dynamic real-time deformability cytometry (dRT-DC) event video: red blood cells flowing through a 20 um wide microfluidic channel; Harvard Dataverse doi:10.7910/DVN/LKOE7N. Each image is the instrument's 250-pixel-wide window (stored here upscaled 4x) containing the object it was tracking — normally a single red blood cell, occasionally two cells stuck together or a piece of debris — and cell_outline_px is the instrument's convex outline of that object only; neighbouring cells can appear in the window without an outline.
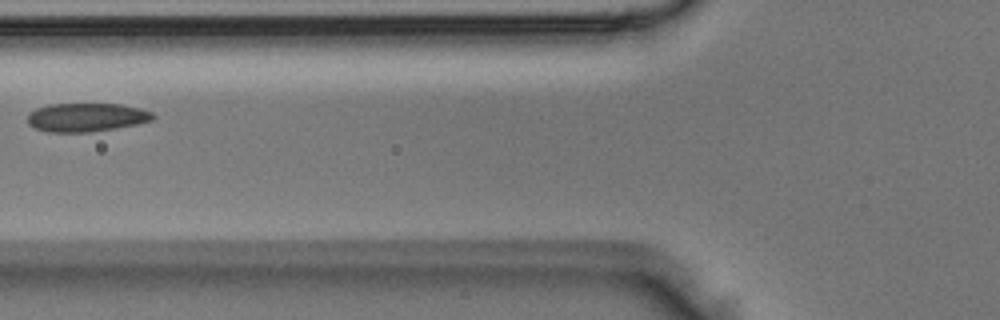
{"species": "Egyptian fruit bat (a non-hibernating species)", "species_latin": "Rousettus aegyptiacus", "temperature_condition": "room temperature", "stored_images_in_passage": 3, "camera_frame_rate_fps": 3000, "um_per_image_px": 0.085, "animal": {"sex": "male"}, "frame": {"image": 1, "passage_image": 3, "time_ms": 0.667, "image_size_px": [1000, 320], "cell_outline_px": [[156, 116], [152, 120], [136, 124], [116, 128], [92, 132], [48, 132], [36, 128], [28, 124], [28, 112], [36, 108], [48, 104], [120, 104], [140, 108], [152, 112]], "centroid_in_image_um": [7.33, 9.97], "position_along_channel_um": 118.5, "area_um2": 20.98}}